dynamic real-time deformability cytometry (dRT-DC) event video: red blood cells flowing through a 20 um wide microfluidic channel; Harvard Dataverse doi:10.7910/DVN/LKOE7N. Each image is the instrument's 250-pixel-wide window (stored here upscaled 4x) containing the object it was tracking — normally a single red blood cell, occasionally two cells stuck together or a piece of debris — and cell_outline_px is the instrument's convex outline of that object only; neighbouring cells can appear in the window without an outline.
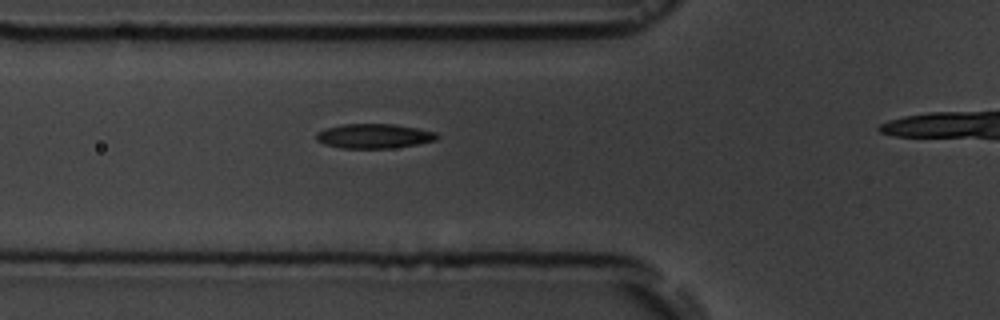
{"species": "common noctule bat (a hibernating species)", "species_latin": "Nyctalus noctula", "temperature_condition": "room temperature", "stored_images_in_passage": 5, "camera_frame_rate_fps": 3000, "um_per_image_px": 0.085, "animal": {"sex": "male", "body_mass_g": 19.5, "forearm_length_mm": 54.6}, "frame": {"image": 1, "passage_image": 4, "time_ms": 3.333, "image_size_px": [1000, 320], "cell_outline_px": [[440, 136], [436, 140], [416, 144], [392, 148], [340, 148], [324, 144], [316, 140], [316, 132], [324, 128], [344, 124], [396, 124], [436, 132]], "centroid_in_image_um": [31.77, 11.56], "position_along_channel_um": 94.0, "area_um2": 17.34}}